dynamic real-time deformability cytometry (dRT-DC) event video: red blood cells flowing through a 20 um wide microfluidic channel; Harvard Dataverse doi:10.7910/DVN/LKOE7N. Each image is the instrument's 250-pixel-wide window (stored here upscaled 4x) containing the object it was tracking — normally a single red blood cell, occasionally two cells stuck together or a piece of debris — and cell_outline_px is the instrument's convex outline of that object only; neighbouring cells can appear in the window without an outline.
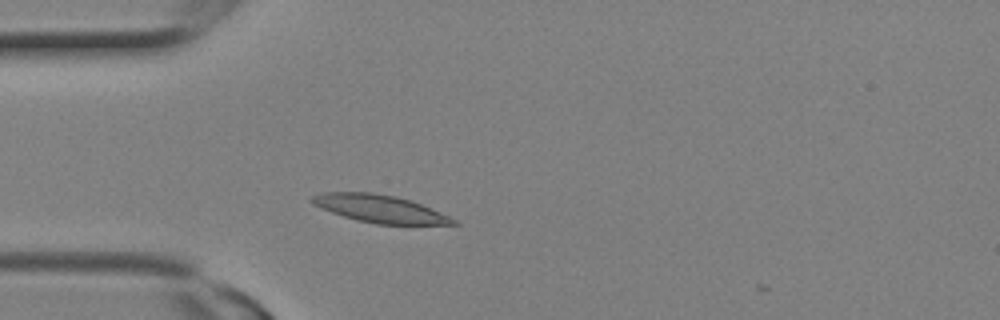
{"species": "Egyptian fruit bat (a non-hibernating species)", "species_latin": "Rousettus aegyptiacus", "temperature_condition": "room temperature", "stored_images_in_passage": 6, "camera_frame_rate_fps": 3000, "um_per_image_px": 0.085, "animal": {"sex": "female"}, "frame": {"image": 1, "passage_image": 4, "time_ms": 1.0, "image_size_px": [1000, 320], "cell_outline_px": [[460, 224], [376, 224], [356, 220], [332, 212], [312, 204], [308, 200], [312, 196], [324, 192], [372, 192], [396, 196], [420, 204], [440, 212], [456, 220]], "centroid_in_image_um": [32.23, 17.73], "position_along_channel_um": 52.8, "area_um2": 22.48}}
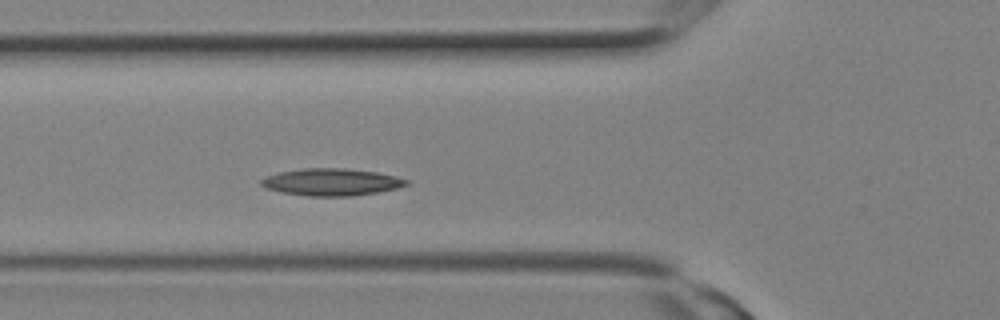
{"frame": {"image": 2, "passage_image": 6, "time_ms": 1.667, "image_size_px": [1000, 320], "cell_outline_px": [[412, 180], [408, 184], [396, 188], [376, 192], [352, 196], [308, 196], [280, 192], [268, 188], [260, 184], [260, 180], [264, 176], [276, 172], [300, 168], [348, 168], [376, 172], [396, 176]], "centroid_in_image_um": [28.15, 15.46], "position_along_channel_um": 97.6, "area_um2": 23.18}}